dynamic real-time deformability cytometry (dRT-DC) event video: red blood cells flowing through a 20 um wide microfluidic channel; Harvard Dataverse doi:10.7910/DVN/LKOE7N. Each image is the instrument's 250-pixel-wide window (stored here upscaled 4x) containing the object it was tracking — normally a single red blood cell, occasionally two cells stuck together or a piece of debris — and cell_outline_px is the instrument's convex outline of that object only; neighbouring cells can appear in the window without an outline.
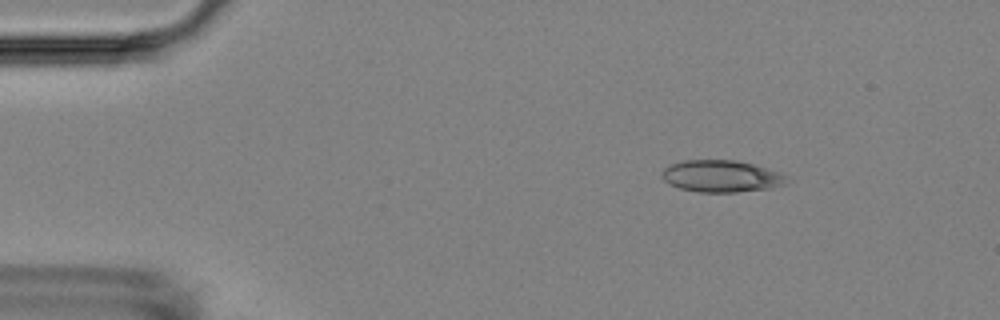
{"species": "Egyptian fruit bat (a non-hibernating species)", "species_latin": "Rousettus aegyptiacus", "temperature_condition": "room temperature", "stored_images_in_passage": 4, "camera_frame_rate_fps": 3000, "um_per_image_px": 0.085, "animal": {"sex": "female"}, "frame": {"image": 1, "passage_image": 2, "time_ms": 1.0, "image_size_px": [1000, 320], "cell_outline_px": [[788, 184], [768, 188], [736, 192], [700, 192], [680, 188], [668, 184], [660, 176], [664, 168], [672, 164], [684, 160], [732, 160], [752, 164], [780, 172], [788, 176]], "centroid_in_image_um": [61.32, 14.98], "position_along_channel_um": 23.7, "area_um2": 23.18}}